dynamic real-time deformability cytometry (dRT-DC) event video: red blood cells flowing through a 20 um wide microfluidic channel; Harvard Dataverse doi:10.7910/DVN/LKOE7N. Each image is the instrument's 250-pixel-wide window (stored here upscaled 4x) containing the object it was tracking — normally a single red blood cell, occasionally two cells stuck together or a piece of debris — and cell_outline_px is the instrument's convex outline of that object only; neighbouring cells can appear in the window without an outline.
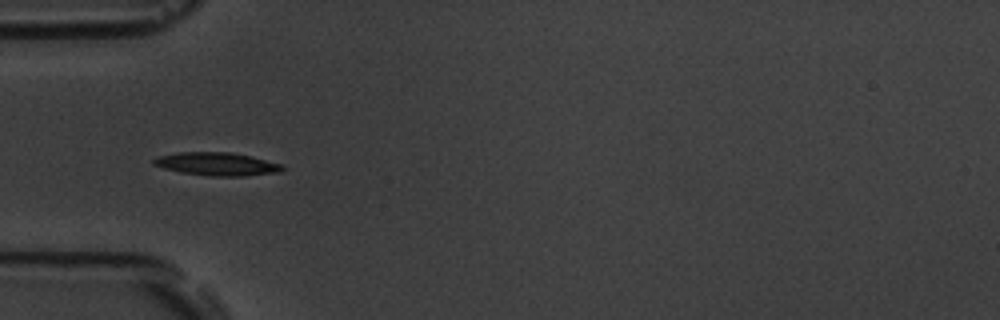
{"species": "common noctule bat (a hibernating species)", "species_latin": "Nyctalus noctula", "temperature_condition": "room temperature", "stored_images_in_passage": 7, "camera_frame_rate_fps": 3000, "um_per_image_px": 0.085, "animal": {"sex": "male", "body_mass_g": 19.5, "forearm_length_mm": 54.6}, "frame": {"image": 1, "passage_image": 4, "time_ms": 1.0, "image_size_px": [1000, 320], "cell_outline_px": [[284, 168], [280, 172], [244, 176], [212, 176], [180, 172], [164, 168], [152, 164], [152, 160], [156, 156], [176, 152], [232, 152], [284, 164]], "centroid_in_image_um": [18.42, 13.93], "position_along_channel_um": 66.6, "area_um2": 17.46}}
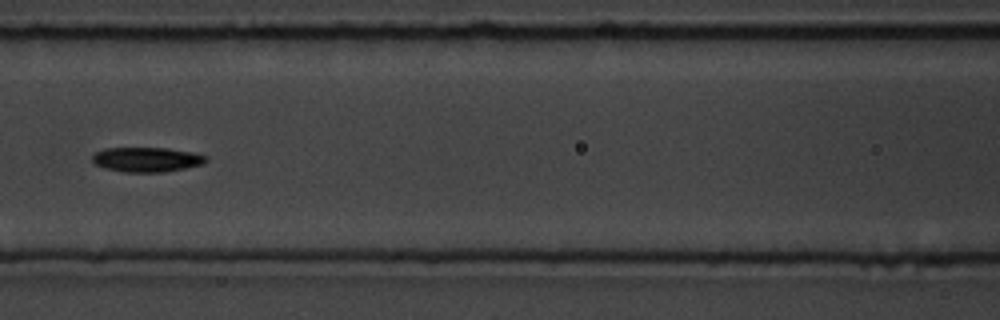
{"frame": {"image": 2, "passage_image": 6, "time_ms": 1.667, "image_size_px": [1000, 320], "cell_outline_px": [[208, 160], [204, 164], [164, 172], [124, 172], [104, 168], [96, 164], [92, 160], [92, 156], [96, 152], [104, 148], [168, 148], [192, 152], [208, 156]], "centroid_in_image_um": [12.49, 13.56], "position_along_channel_um": 154.1, "area_um2": 16.42}}
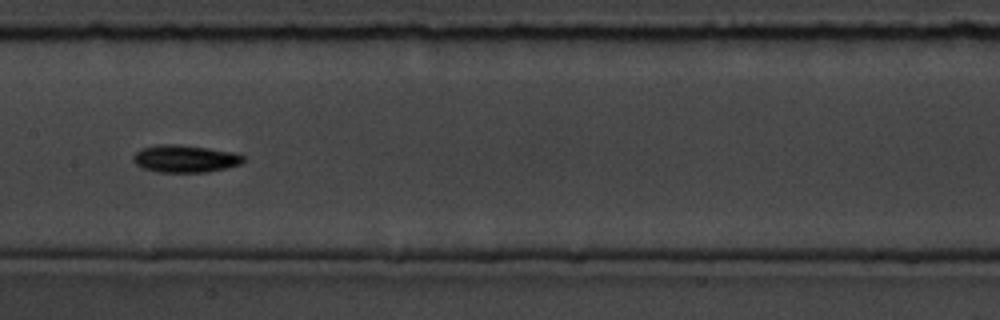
{"frame": {"image": 3, "passage_image": 7, "time_ms": 2.0, "image_size_px": [1000, 320], "cell_outline_px": [[244, 160], [240, 164], [208, 172], [156, 172], [144, 168], [136, 164], [132, 160], [132, 156], [140, 148], [156, 144], [176, 144], [208, 148], [236, 152], [244, 156]], "centroid_in_image_um": [15.7, 13.48], "position_along_channel_um": 191.7, "area_um2": 17.69}}